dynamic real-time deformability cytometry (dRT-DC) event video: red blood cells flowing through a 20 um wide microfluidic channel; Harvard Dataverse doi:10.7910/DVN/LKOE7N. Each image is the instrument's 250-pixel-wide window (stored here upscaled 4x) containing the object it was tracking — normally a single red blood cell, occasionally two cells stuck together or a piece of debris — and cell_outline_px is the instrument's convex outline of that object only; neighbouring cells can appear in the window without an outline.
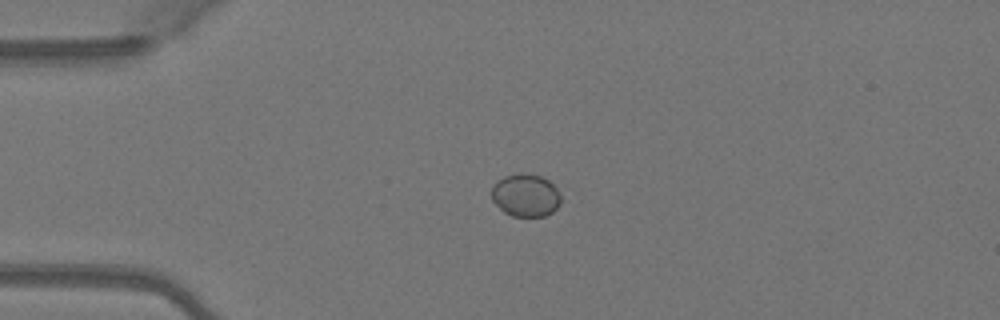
{"species": "Egyptian fruit bat (a non-hibernating species)", "species_latin": "Rousettus aegyptiacus", "temperature_condition": "warm", "stored_images_in_passage": 39, "camera_frame_rate_fps": 3000, "um_per_image_px": 0.085, "animal": {"sex": "female"}, "frame": {"image": 1, "passage_image": 1, "time_ms": 0.0, "image_size_px": [1000, 320], "cell_outline_px": [[560, 204], [552, 212], [544, 216], [512, 216], [504, 212], [492, 200], [492, 188], [504, 176], [520, 172], [524, 172], [540, 176], [548, 180], [556, 188], [560, 196]], "centroid_in_image_um": [44.68, 16.59], "position_along_channel_um": 40.3, "area_um2": 17.11}}
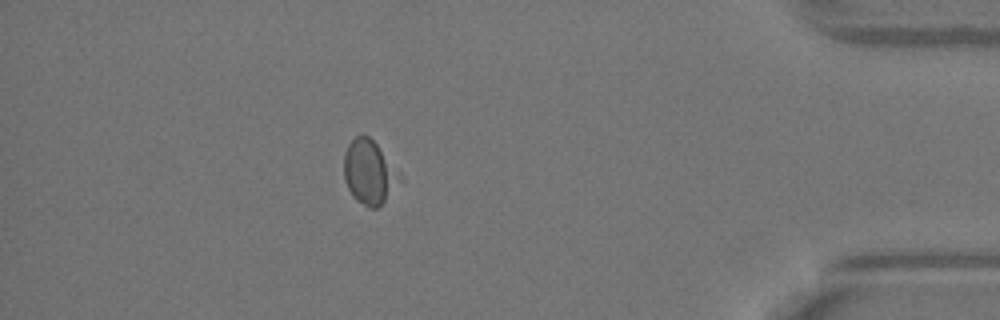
{"frame": {"image": 2, "passage_image": 33, "time_ms": 10.667, "image_size_px": [1000, 320], "cell_outline_px": [[404, 180], [376, 208], [368, 208], [356, 200], [352, 196], [344, 180], [344, 152], [348, 144], [356, 136], [368, 136], [376, 144], [400, 172]], "centroid_in_image_um": [31.39, 14.65], "position_along_channel_um": 403.8, "area_um2": 20.81}}